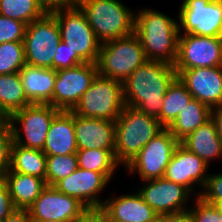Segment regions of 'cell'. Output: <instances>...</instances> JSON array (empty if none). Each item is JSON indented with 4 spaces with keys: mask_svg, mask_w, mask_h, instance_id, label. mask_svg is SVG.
I'll return each instance as SVG.
<instances>
[{
    "mask_svg": "<svg viewBox=\"0 0 222 222\" xmlns=\"http://www.w3.org/2000/svg\"><path fill=\"white\" fill-rule=\"evenodd\" d=\"M176 77L174 65L146 61L123 82L125 106L158 118L166 91Z\"/></svg>",
    "mask_w": 222,
    "mask_h": 222,
    "instance_id": "1",
    "label": "cell"
},
{
    "mask_svg": "<svg viewBox=\"0 0 222 222\" xmlns=\"http://www.w3.org/2000/svg\"><path fill=\"white\" fill-rule=\"evenodd\" d=\"M134 33L139 37L147 60L175 64L179 22L153 9L135 12Z\"/></svg>",
    "mask_w": 222,
    "mask_h": 222,
    "instance_id": "2",
    "label": "cell"
},
{
    "mask_svg": "<svg viewBox=\"0 0 222 222\" xmlns=\"http://www.w3.org/2000/svg\"><path fill=\"white\" fill-rule=\"evenodd\" d=\"M165 127L155 117L125 106L115 121L116 161L125 167Z\"/></svg>",
    "mask_w": 222,
    "mask_h": 222,
    "instance_id": "3",
    "label": "cell"
},
{
    "mask_svg": "<svg viewBox=\"0 0 222 222\" xmlns=\"http://www.w3.org/2000/svg\"><path fill=\"white\" fill-rule=\"evenodd\" d=\"M102 44L134 33L135 13L119 0H75Z\"/></svg>",
    "mask_w": 222,
    "mask_h": 222,
    "instance_id": "4",
    "label": "cell"
},
{
    "mask_svg": "<svg viewBox=\"0 0 222 222\" xmlns=\"http://www.w3.org/2000/svg\"><path fill=\"white\" fill-rule=\"evenodd\" d=\"M146 61L140 39L133 33L102 43L96 64L99 75L124 82Z\"/></svg>",
    "mask_w": 222,
    "mask_h": 222,
    "instance_id": "5",
    "label": "cell"
},
{
    "mask_svg": "<svg viewBox=\"0 0 222 222\" xmlns=\"http://www.w3.org/2000/svg\"><path fill=\"white\" fill-rule=\"evenodd\" d=\"M51 13L56 17L62 42L84 62L97 63L101 43L81 8L75 3Z\"/></svg>",
    "mask_w": 222,
    "mask_h": 222,
    "instance_id": "6",
    "label": "cell"
},
{
    "mask_svg": "<svg viewBox=\"0 0 222 222\" xmlns=\"http://www.w3.org/2000/svg\"><path fill=\"white\" fill-rule=\"evenodd\" d=\"M124 107L123 82L97 74L71 111L82 117L115 122Z\"/></svg>",
    "mask_w": 222,
    "mask_h": 222,
    "instance_id": "7",
    "label": "cell"
},
{
    "mask_svg": "<svg viewBox=\"0 0 222 222\" xmlns=\"http://www.w3.org/2000/svg\"><path fill=\"white\" fill-rule=\"evenodd\" d=\"M59 111L50 104H31L11 114L8 124L12 131L13 143L42 151L50 125ZM17 124L21 125L22 130Z\"/></svg>",
    "mask_w": 222,
    "mask_h": 222,
    "instance_id": "8",
    "label": "cell"
},
{
    "mask_svg": "<svg viewBox=\"0 0 222 222\" xmlns=\"http://www.w3.org/2000/svg\"><path fill=\"white\" fill-rule=\"evenodd\" d=\"M61 41L56 17L46 12L41 18L26 25L23 40L26 64L53 69V59Z\"/></svg>",
    "mask_w": 222,
    "mask_h": 222,
    "instance_id": "9",
    "label": "cell"
},
{
    "mask_svg": "<svg viewBox=\"0 0 222 222\" xmlns=\"http://www.w3.org/2000/svg\"><path fill=\"white\" fill-rule=\"evenodd\" d=\"M179 144L180 142L170 130L164 128L139 151L125 168L129 174L137 172L143 181L161 178Z\"/></svg>",
    "mask_w": 222,
    "mask_h": 222,
    "instance_id": "10",
    "label": "cell"
},
{
    "mask_svg": "<svg viewBox=\"0 0 222 222\" xmlns=\"http://www.w3.org/2000/svg\"><path fill=\"white\" fill-rule=\"evenodd\" d=\"M179 9V34L222 37V0H183Z\"/></svg>",
    "mask_w": 222,
    "mask_h": 222,
    "instance_id": "11",
    "label": "cell"
},
{
    "mask_svg": "<svg viewBox=\"0 0 222 222\" xmlns=\"http://www.w3.org/2000/svg\"><path fill=\"white\" fill-rule=\"evenodd\" d=\"M222 66V37L179 34L175 70Z\"/></svg>",
    "mask_w": 222,
    "mask_h": 222,
    "instance_id": "12",
    "label": "cell"
},
{
    "mask_svg": "<svg viewBox=\"0 0 222 222\" xmlns=\"http://www.w3.org/2000/svg\"><path fill=\"white\" fill-rule=\"evenodd\" d=\"M97 74V64L89 62L56 71L52 106L63 111L72 110Z\"/></svg>",
    "mask_w": 222,
    "mask_h": 222,
    "instance_id": "13",
    "label": "cell"
},
{
    "mask_svg": "<svg viewBox=\"0 0 222 222\" xmlns=\"http://www.w3.org/2000/svg\"><path fill=\"white\" fill-rule=\"evenodd\" d=\"M144 182L147 184L138 189L137 192L159 217L189 209L186 203L195 193H192L185 186L164 177L145 180Z\"/></svg>",
    "mask_w": 222,
    "mask_h": 222,
    "instance_id": "14",
    "label": "cell"
},
{
    "mask_svg": "<svg viewBox=\"0 0 222 222\" xmlns=\"http://www.w3.org/2000/svg\"><path fill=\"white\" fill-rule=\"evenodd\" d=\"M86 208L77 198L59 192L53 186H47L28 208V212L33 222H72Z\"/></svg>",
    "mask_w": 222,
    "mask_h": 222,
    "instance_id": "15",
    "label": "cell"
},
{
    "mask_svg": "<svg viewBox=\"0 0 222 222\" xmlns=\"http://www.w3.org/2000/svg\"><path fill=\"white\" fill-rule=\"evenodd\" d=\"M193 98L211 109L222 104V66L176 70Z\"/></svg>",
    "mask_w": 222,
    "mask_h": 222,
    "instance_id": "16",
    "label": "cell"
},
{
    "mask_svg": "<svg viewBox=\"0 0 222 222\" xmlns=\"http://www.w3.org/2000/svg\"><path fill=\"white\" fill-rule=\"evenodd\" d=\"M109 182L103 173L78 168L53 187L59 192L77 198L87 208H101L104 201L98 198V194Z\"/></svg>",
    "mask_w": 222,
    "mask_h": 222,
    "instance_id": "17",
    "label": "cell"
},
{
    "mask_svg": "<svg viewBox=\"0 0 222 222\" xmlns=\"http://www.w3.org/2000/svg\"><path fill=\"white\" fill-rule=\"evenodd\" d=\"M208 167L196 154L179 144L174 150L163 177L185 186L193 193L194 185L204 187L209 176Z\"/></svg>",
    "mask_w": 222,
    "mask_h": 222,
    "instance_id": "18",
    "label": "cell"
},
{
    "mask_svg": "<svg viewBox=\"0 0 222 222\" xmlns=\"http://www.w3.org/2000/svg\"><path fill=\"white\" fill-rule=\"evenodd\" d=\"M78 149H115V122L73 113Z\"/></svg>",
    "mask_w": 222,
    "mask_h": 222,
    "instance_id": "19",
    "label": "cell"
},
{
    "mask_svg": "<svg viewBox=\"0 0 222 222\" xmlns=\"http://www.w3.org/2000/svg\"><path fill=\"white\" fill-rule=\"evenodd\" d=\"M113 222H157L160 217L138 192L106 199L101 207Z\"/></svg>",
    "mask_w": 222,
    "mask_h": 222,
    "instance_id": "20",
    "label": "cell"
},
{
    "mask_svg": "<svg viewBox=\"0 0 222 222\" xmlns=\"http://www.w3.org/2000/svg\"><path fill=\"white\" fill-rule=\"evenodd\" d=\"M77 151L73 112L60 110L50 125L42 152L46 156H63Z\"/></svg>",
    "mask_w": 222,
    "mask_h": 222,
    "instance_id": "21",
    "label": "cell"
},
{
    "mask_svg": "<svg viewBox=\"0 0 222 222\" xmlns=\"http://www.w3.org/2000/svg\"><path fill=\"white\" fill-rule=\"evenodd\" d=\"M27 100L31 104H50L56 80V70L24 65L19 71Z\"/></svg>",
    "mask_w": 222,
    "mask_h": 222,
    "instance_id": "22",
    "label": "cell"
},
{
    "mask_svg": "<svg viewBox=\"0 0 222 222\" xmlns=\"http://www.w3.org/2000/svg\"><path fill=\"white\" fill-rule=\"evenodd\" d=\"M188 151L196 154L207 165L211 160L221 159L222 143L214 121L210 119L180 141Z\"/></svg>",
    "mask_w": 222,
    "mask_h": 222,
    "instance_id": "23",
    "label": "cell"
},
{
    "mask_svg": "<svg viewBox=\"0 0 222 222\" xmlns=\"http://www.w3.org/2000/svg\"><path fill=\"white\" fill-rule=\"evenodd\" d=\"M10 197L16 209H27L47 187L46 181L32 175L13 172L10 169L3 175Z\"/></svg>",
    "mask_w": 222,
    "mask_h": 222,
    "instance_id": "24",
    "label": "cell"
},
{
    "mask_svg": "<svg viewBox=\"0 0 222 222\" xmlns=\"http://www.w3.org/2000/svg\"><path fill=\"white\" fill-rule=\"evenodd\" d=\"M212 109L193 98L167 127L180 142L187 135L211 119Z\"/></svg>",
    "mask_w": 222,
    "mask_h": 222,
    "instance_id": "25",
    "label": "cell"
},
{
    "mask_svg": "<svg viewBox=\"0 0 222 222\" xmlns=\"http://www.w3.org/2000/svg\"><path fill=\"white\" fill-rule=\"evenodd\" d=\"M47 156L36 149L25 148L15 143L11 148L10 170L37 176L46 181Z\"/></svg>",
    "mask_w": 222,
    "mask_h": 222,
    "instance_id": "26",
    "label": "cell"
},
{
    "mask_svg": "<svg viewBox=\"0 0 222 222\" xmlns=\"http://www.w3.org/2000/svg\"><path fill=\"white\" fill-rule=\"evenodd\" d=\"M192 99L193 97L186 86L176 77L166 91L157 119L167 128Z\"/></svg>",
    "mask_w": 222,
    "mask_h": 222,
    "instance_id": "27",
    "label": "cell"
},
{
    "mask_svg": "<svg viewBox=\"0 0 222 222\" xmlns=\"http://www.w3.org/2000/svg\"><path fill=\"white\" fill-rule=\"evenodd\" d=\"M76 155L79 168L103 173L109 180L120 165L114 149H78Z\"/></svg>",
    "mask_w": 222,
    "mask_h": 222,
    "instance_id": "28",
    "label": "cell"
},
{
    "mask_svg": "<svg viewBox=\"0 0 222 222\" xmlns=\"http://www.w3.org/2000/svg\"><path fill=\"white\" fill-rule=\"evenodd\" d=\"M0 105L9 116L31 105L26 98L19 72L0 75Z\"/></svg>",
    "mask_w": 222,
    "mask_h": 222,
    "instance_id": "29",
    "label": "cell"
},
{
    "mask_svg": "<svg viewBox=\"0 0 222 222\" xmlns=\"http://www.w3.org/2000/svg\"><path fill=\"white\" fill-rule=\"evenodd\" d=\"M46 11L37 0H0V15L26 25L41 18Z\"/></svg>",
    "mask_w": 222,
    "mask_h": 222,
    "instance_id": "30",
    "label": "cell"
},
{
    "mask_svg": "<svg viewBox=\"0 0 222 222\" xmlns=\"http://www.w3.org/2000/svg\"><path fill=\"white\" fill-rule=\"evenodd\" d=\"M79 168L77 155L47 156L46 184L54 186L61 179L68 177Z\"/></svg>",
    "mask_w": 222,
    "mask_h": 222,
    "instance_id": "31",
    "label": "cell"
},
{
    "mask_svg": "<svg viewBox=\"0 0 222 222\" xmlns=\"http://www.w3.org/2000/svg\"><path fill=\"white\" fill-rule=\"evenodd\" d=\"M26 65L23 42L0 44V75L17 73Z\"/></svg>",
    "mask_w": 222,
    "mask_h": 222,
    "instance_id": "32",
    "label": "cell"
},
{
    "mask_svg": "<svg viewBox=\"0 0 222 222\" xmlns=\"http://www.w3.org/2000/svg\"><path fill=\"white\" fill-rule=\"evenodd\" d=\"M26 24L0 15V44L7 42H23Z\"/></svg>",
    "mask_w": 222,
    "mask_h": 222,
    "instance_id": "33",
    "label": "cell"
},
{
    "mask_svg": "<svg viewBox=\"0 0 222 222\" xmlns=\"http://www.w3.org/2000/svg\"><path fill=\"white\" fill-rule=\"evenodd\" d=\"M12 144L10 125L8 123L0 125V177L10 169Z\"/></svg>",
    "mask_w": 222,
    "mask_h": 222,
    "instance_id": "34",
    "label": "cell"
},
{
    "mask_svg": "<svg viewBox=\"0 0 222 222\" xmlns=\"http://www.w3.org/2000/svg\"><path fill=\"white\" fill-rule=\"evenodd\" d=\"M195 206L189 208L196 222H222V214L211 203L195 197Z\"/></svg>",
    "mask_w": 222,
    "mask_h": 222,
    "instance_id": "35",
    "label": "cell"
},
{
    "mask_svg": "<svg viewBox=\"0 0 222 222\" xmlns=\"http://www.w3.org/2000/svg\"><path fill=\"white\" fill-rule=\"evenodd\" d=\"M82 63H84V61L61 41L53 59V69L58 71L72 68Z\"/></svg>",
    "mask_w": 222,
    "mask_h": 222,
    "instance_id": "36",
    "label": "cell"
},
{
    "mask_svg": "<svg viewBox=\"0 0 222 222\" xmlns=\"http://www.w3.org/2000/svg\"><path fill=\"white\" fill-rule=\"evenodd\" d=\"M198 192V196L204 201L213 204L217 200L222 199V173L210 174L206 180L204 187Z\"/></svg>",
    "mask_w": 222,
    "mask_h": 222,
    "instance_id": "37",
    "label": "cell"
},
{
    "mask_svg": "<svg viewBox=\"0 0 222 222\" xmlns=\"http://www.w3.org/2000/svg\"><path fill=\"white\" fill-rule=\"evenodd\" d=\"M15 209L7 182L2 176L0 177V222L7 218Z\"/></svg>",
    "mask_w": 222,
    "mask_h": 222,
    "instance_id": "38",
    "label": "cell"
},
{
    "mask_svg": "<svg viewBox=\"0 0 222 222\" xmlns=\"http://www.w3.org/2000/svg\"><path fill=\"white\" fill-rule=\"evenodd\" d=\"M104 216L102 208H86L72 222H102Z\"/></svg>",
    "mask_w": 222,
    "mask_h": 222,
    "instance_id": "39",
    "label": "cell"
},
{
    "mask_svg": "<svg viewBox=\"0 0 222 222\" xmlns=\"http://www.w3.org/2000/svg\"><path fill=\"white\" fill-rule=\"evenodd\" d=\"M161 222H196L190 209L160 217Z\"/></svg>",
    "mask_w": 222,
    "mask_h": 222,
    "instance_id": "40",
    "label": "cell"
},
{
    "mask_svg": "<svg viewBox=\"0 0 222 222\" xmlns=\"http://www.w3.org/2000/svg\"><path fill=\"white\" fill-rule=\"evenodd\" d=\"M46 12L75 4V0H37Z\"/></svg>",
    "mask_w": 222,
    "mask_h": 222,
    "instance_id": "41",
    "label": "cell"
},
{
    "mask_svg": "<svg viewBox=\"0 0 222 222\" xmlns=\"http://www.w3.org/2000/svg\"><path fill=\"white\" fill-rule=\"evenodd\" d=\"M2 222H33L27 209H15Z\"/></svg>",
    "mask_w": 222,
    "mask_h": 222,
    "instance_id": "42",
    "label": "cell"
},
{
    "mask_svg": "<svg viewBox=\"0 0 222 222\" xmlns=\"http://www.w3.org/2000/svg\"><path fill=\"white\" fill-rule=\"evenodd\" d=\"M211 119L216 125L217 134L222 143V104L212 109Z\"/></svg>",
    "mask_w": 222,
    "mask_h": 222,
    "instance_id": "43",
    "label": "cell"
},
{
    "mask_svg": "<svg viewBox=\"0 0 222 222\" xmlns=\"http://www.w3.org/2000/svg\"><path fill=\"white\" fill-rule=\"evenodd\" d=\"M9 121V115L2 109L0 105V125L6 124Z\"/></svg>",
    "mask_w": 222,
    "mask_h": 222,
    "instance_id": "44",
    "label": "cell"
},
{
    "mask_svg": "<svg viewBox=\"0 0 222 222\" xmlns=\"http://www.w3.org/2000/svg\"><path fill=\"white\" fill-rule=\"evenodd\" d=\"M213 205L222 214V199L215 201Z\"/></svg>",
    "mask_w": 222,
    "mask_h": 222,
    "instance_id": "45",
    "label": "cell"
},
{
    "mask_svg": "<svg viewBox=\"0 0 222 222\" xmlns=\"http://www.w3.org/2000/svg\"><path fill=\"white\" fill-rule=\"evenodd\" d=\"M102 222H113V221H111L109 218L104 216Z\"/></svg>",
    "mask_w": 222,
    "mask_h": 222,
    "instance_id": "46",
    "label": "cell"
},
{
    "mask_svg": "<svg viewBox=\"0 0 222 222\" xmlns=\"http://www.w3.org/2000/svg\"><path fill=\"white\" fill-rule=\"evenodd\" d=\"M43 222H65V221H52V220H50V221H43Z\"/></svg>",
    "mask_w": 222,
    "mask_h": 222,
    "instance_id": "47",
    "label": "cell"
}]
</instances>
